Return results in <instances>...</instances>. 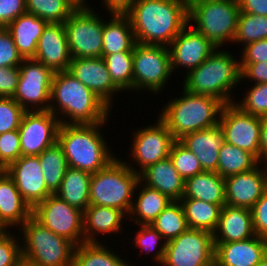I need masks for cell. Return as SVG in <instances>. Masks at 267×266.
I'll list each match as a JSON object with an SVG mask.
<instances>
[{
	"label": "cell",
	"instance_id": "cell-57",
	"mask_svg": "<svg viewBox=\"0 0 267 266\" xmlns=\"http://www.w3.org/2000/svg\"><path fill=\"white\" fill-rule=\"evenodd\" d=\"M257 266H267V253L263 256L260 263Z\"/></svg>",
	"mask_w": 267,
	"mask_h": 266
},
{
	"label": "cell",
	"instance_id": "cell-13",
	"mask_svg": "<svg viewBox=\"0 0 267 266\" xmlns=\"http://www.w3.org/2000/svg\"><path fill=\"white\" fill-rule=\"evenodd\" d=\"M32 217L76 246L84 243L83 211L70 206L55 194L35 205L32 208Z\"/></svg>",
	"mask_w": 267,
	"mask_h": 266
},
{
	"label": "cell",
	"instance_id": "cell-21",
	"mask_svg": "<svg viewBox=\"0 0 267 266\" xmlns=\"http://www.w3.org/2000/svg\"><path fill=\"white\" fill-rule=\"evenodd\" d=\"M54 73L68 71L72 60L63 23H48L37 43L34 58Z\"/></svg>",
	"mask_w": 267,
	"mask_h": 266
},
{
	"label": "cell",
	"instance_id": "cell-55",
	"mask_svg": "<svg viewBox=\"0 0 267 266\" xmlns=\"http://www.w3.org/2000/svg\"><path fill=\"white\" fill-rule=\"evenodd\" d=\"M260 163L267 164V117H263L261 123Z\"/></svg>",
	"mask_w": 267,
	"mask_h": 266
},
{
	"label": "cell",
	"instance_id": "cell-11",
	"mask_svg": "<svg viewBox=\"0 0 267 266\" xmlns=\"http://www.w3.org/2000/svg\"><path fill=\"white\" fill-rule=\"evenodd\" d=\"M157 122L132 132L130 163L122 159L135 173L140 174L148 166L169 157L171 147L176 141L166 124L158 117ZM134 162V164H133ZM133 164V165H132ZM138 165L139 168H135Z\"/></svg>",
	"mask_w": 267,
	"mask_h": 266
},
{
	"label": "cell",
	"instance_id": "cell-26",
	"mask_svg": "<svg viewBox=\"0 0 267 266\" xmlns=\"http://www.w3.org/2000/svg\"><path fill=\"white\" fill-rule=\"evenodd\" d=\"M139 176L144 185L160 191L172 201H180L184 195L185 180L170 157L148 166Z\"/></svg>",
	"mask_w": 267,
	"mask_h": 266
},
{
	"label": "cell",
	"instance_id": "cell-25",
	"mask_svg": "<svg viewBox=\"0 0 267 266\" xmlns=\"http://www.w3.org/2000/svg\"><path fill=\"white\" fill-rule=\"evenodd\" d=\"M254 236L249 208L228 205L222 207L218 225L213 233L214 243L243 241Z\"/></svg>",
	"mask_w": 267,
	"mask_h": 266
},
{
	"label": "cell",
	"instance_id": "cell-41",
	"mask_svg": "<svg viewBox=\"0 0 267 266\" xmlns=\"http://www.w3.org/2000/svg\"><path fill=\"white\" fill-rule=\"evenodd\" d=\"M139 230L135 231L133 236L132 243L138 249H142L143 253L150 255L152 252L151 258L153 263L156 262L158 265L162 264L164 259V253L166 249L165 239L162 235L151 225H139ZM137 232V233H136ZM163 240V241H161ZM158 249V250H157ZM155 251V252H154ZM155 260V261H154Z\"/></svg>",
	"mask_w": 267,
	"mask_h": 266
},
{
	"label": "cell",
	"instance_id": "cell-45",
	"mask_svg": "<svg viewBox=\"0 0 267 266\" xmlns=\"http://www.w3.org/2000/svg\"><path fill=\"white\" fill-rule=\"evenodd\" d=\"M10 232L0 234V266H14L22 257L21 240Z\"/></svg>",
	"mask_w": 267,
	"mask_h": 266
},
{
	"label": "cell",
	"instance_id": "cell-54",
	"mask_svg": "<svg viewBox=\"0 0 267 266\" xmlns=\"http://www.w3.org/2000/svg\"><path fill=\"white\" fill-rule=\"evenodd\" d=\"M137 0H102L103 9L108 13L125 14Z\"/></svg>",
	"mask_w": 267,
	"mask_h": 266
},
{
	"label": "cell",
	"instance_id": "cell-60",
	"mask_svg": "<svg viewBox=\"0 0 267 266\" xmlns=\"http://www.w3.org/2000/svg\"><path fill=\"white\" fill-rule=\"evenodd\" d=\"M81 4L87 3V0H78Z\"/></svg>",
	"mask_w": 267,
	"mask_h": 266
},
{
	"label": "cell",
	"instance_id": "cell-59",
	"mask_svg": "<svg viewBox=\"0 0 267 266\" xmlns=\"http://www.w3.org/2000/svg\"><path fill=\"white\" fill-rule=\"evenodd\" d=\"M7 229L3 226V224L0 222V234L5 232Z\"/></svg>",
	"mask_w": 267,
	"mask_h": 266
},
{
	"label": "cell",
	"instance_id": "cell-44",
	"mask_svg": "<svg viewBox=\"0 0 267 266\" xmlns=\"http://www.w3.org/2000/svg\"><path fill=\"white\" fill-rule=\"evenodd\" d=\"M25 112L13 98L0 97V134L18 130Z\"/></svg>",
	"mask_w": 267,
	"mask_h": 266
},
{
	"label": "cell",
	"instance_id": "cell-8",
	"mask_svg": "<svg viewBox=\"0 0 267 266\" xmlns=\"http://www.w3.org/2000/svg\"><path fill=\"white\" fill-rule=\"evenodd\" d=\"M18 230L23 235L22 257L39 266H73L76 245L65 237L53 233L32 216Z\"/></svg>",
	"mask_w": 267,
	"mask_h": 266
},
{
	"label": "cell",
	"instance_id": "cell-27",
	"mask_svg": "<svg viewBox=\"0 0 267 266\" xmlns=\"http://www.w3.org/2000/svg\"><path fill=\"white\" fill-rule=\"evenodd\" d=\"M31 216L32 208L20 195L15 182L6 173L0 174V222L7 230L18 229Z\"/></svg>",
	"mask_w": 267,
	"mask_h": 266
},
{
	"label": "cell",
	"instance_id": "cell-33",
	"mask_svg": "<svg viewBox=\"0 0 267 266\" xmlns=\"http://www.w3.org/2000/svg\"><path fill=\"white\" fill-rule=\"evenodd\" d=\"M188 228L214 233L222 207L193 198H181Z\"/></svg>",
	"mask_w": 267,
	"mask_h": 266
},
{
	"label": "cell",
	"instance_id": "cell-12",
	"mask_svg": "<svg viewBox=\"0 0 267 266\" xmlns=\"http://www.w3.org/2000/svg\"><path fill=\"white\" fill-rule=\"evenodd\" d=\"M214 253L213 234L188 228L166 243L159 266H214Z\"/></svg>",
	"mask_w": 267,
	"mask_h": 266
},
{
	"label": "cell",
	"instance_id": "cell-3",
	"mask_svg": "<svg viewBox=\"0 0 267 266\" xmlns=\"http://www.w3.org/2000/svg\"><path fill=\"white\" fill-rule=\"evenodd\" d=\"M233 56L230 50L217 48L200 66L184 75L183 88L192 94L214 97L224 105L234 103L233 91L242 81V72L240 59Z\"/></svg>",
	"mask_w": 267,
	"mask_h": 266
},
{
	"label": "cell",
	"instance_id": "cell-16",
	"mask_svg": "<svg viewBox=\"0 0 267 266\" xmlns=\"http://www.w3.org/2000/svg\"><path fill=\"white\" fill-rule=\"evenodd\" d=\"M60 125L49 110L26 111L18 128L22 156H38L56 144Z\"/></svg>",
	"mask_w": 267,
	"mask_h": 266
},
{
	"label": "cell",
	"instance_id": "cell-47",
	"mask_svg": "<svg viewBox=\"0 0 267 266\" xmlns=\"http://www.w3.org/2000/svg\"><path fill=\"white\" fill-rule=\"evenodd\" d=\"M22 61L10 32L0 27V67L20 66Z\"/></svg>",
	"mask_w": 267,
	"mask_h": 266
},
{
	"label": "cell",
	"instance_id": "cell-28",
	"mask_svg": "<svg viewBox=\"0 0 267 266\" xmlns=\"http://www.w3.org/2000/svg\"><path fill=\"white\" fill-rule=\"evenodd\" d=\"M47 24L40 17L25 12L6 27L23 59L34 58L38 40Z\"/></svg>",
	"mask_w": 267,
	"mask_h": 266
},
{
	"label": "cell",
	"instance_id": "cell-7",
	"mask_svg": "<svg viewBox=\"0 0 267 266\" xmlns=\"http://www.w3.org/2000/svg\"><path fill=\"white\" fill-rule=\"evenodd\" d=\"M139 181V174L118 156L107 167L92 174L90 205L116 208L128 216Z\"/></svg>",
	"mask_w": 267,
	"mask_h": 266
},
{
	"label": "cell",
	"instance_id": "cell-18",
	"mask_svg": "<svg viewBox=\"0 0 267 266\" xmlns=\"http://www.w3.org/2000/svg\"><path fill=\"white\" fill-rule=\"evenodd\" d=\"M6 174L31 208L52 195L46 187L38 156H21L7 167Z\"/></svg>",
	"mask_w": 267,
	"mask_h": 266
},
{
	"label": "cell",
	"instance_id": "cell-38",
	"mask_svg": "<svg viewBox=\"0 0 267 266\" xmlns=\"http://www.w3.org/2000/svg\"><path fill=\"white\" fill-rule=\"evenodd\" d=\"M165 239L170 241L188 229L184 209L180 201H172L151 224Z\"/></svg>",
	"mask_w": 267,
	"mask_h": 266
},
{
	"label": "cell",
	"instance_id": "cell-53",
	"mask_svg": "<svg viewBox=\"0 0 267 266\" xmlns=\"http://www.w3.org/2000/svg\"><path fill=\"white\" fill-rule=\"evenodd\" d=\"M240 12L267 16V0H238Z\"/></svg>",
	"mask_w": 267,
	"mask_h": 266
},
{
	"label": "cell",
	"instance_id": "cell-43",
	"mask_svg": "<svg viewBox=\"0 0 267 266\" xmlns=\"http://www.w3.org/2000/svg\"><path fill=\"white\" fill-rule=\"evenodd\" d=\"M169 157L184 180L204 171L196 155L178 140L173 143Z\"/></svg>",
	"mask_w": 267,
	"mask_h": 266
},
{
	"label": "cell",
	"instance_id": "cell-17",
	"mask_svg": "<svg viewBox=\"0 0 267 266\" xmlns=\"http://www.w3.org/2000/svg\"><path fill=\"white\" fill-rule=\"evenodd\" d=\"M171 70H190L200 66L217 48L201 33L188 24L168 46Z\"/></svg>",
	"mask_w": 267,
	"mask_h": 266
},
{
	"label": "cell",
	"instance_id": "cell-48",
	"mask_svg": "<svg viewBox=\"0 0 267 266\" xmlns=\"http://www.w3.org/2000/svg\"><path fill=\"white\" fill-rule=\"evenodd\" d=\"M250 210L255 235L267 239V190Z\"/></svg>",
	"mask_w": 267,
	"mask_h": 266
},
{
	"label": "cell",
	"instance_id": "cell-46",
	"mask_svg": "<svg viewBox=\"0 0 267 266\" xmlns=\"http://www.w3.org/2000/svg\"><path fill=\"white\" fill-rule=\"evenodd\" d=\"M22 156L18 130L0 134V160L8 167Z\"/></svg>",
	"mask_w": 267,
	"mask_h": 266
},
{
	"label": "cell",
	"instance_id": "cell-20",
	"mask_svg": "<svg viewBox=\"0 0 267 266\" xmlns=\"http://www.w3.org/2000/svg\"><path fill=\"white\" fill-rule=\"evenodd\" d=\"M68 72L88 87L110 108L115 94L122 92L114 83L108 72L106 62L100 58H73Z\"/></svg>",
	"mask_w": 267,
	"mask_h": 266
},
{
	"label": "cell",
	"instance_id": "cell-32",
	"mask_svg": "<svg viewBox=\"0 0 267 266\" xmlns=\"http://www.w3.org/2000/svg\"><path fill=\"white\" fill-rule=\"evenodd\" d=\"M92 174L68 167L55 195L81 211L90 205V179Z\"/></svg>",
	"mask_w": 267,
	"mask_h": 266
},
{
	"label": "cell",
	"instance_id": "cell-24",
	"mask_svg": "<svg viewBox=\"0 0 267 266\" xmlns=\"http://www.w3.org/2000/svg\"><path fill=\"white\" fill-rule=\"evenodd\" d=\"M194 153L204 171H217L219 150L224 142L220 125L189 133L178 140Z\"/></svg>",
	"mask_w": 267,
	"mask_h": 266
},
{
	"label": "cell",
	"instance_id": "cell-31",
	"mask_svg": "<svg viewBox=\"0 0 267 266\" xmlns=\"http://www.w3.org/2000/svg\"><path fill=\"white\" fill-rule=\"evenodd\" d=\"M182 198H193L223 207L226 205L225 182L217 172L203 171L185 180Z\"/></svg>",
	"mask_w": 267,
	"mask_h": 266
},
{
	"label": "cell",
	"instance_id": "cell-5",
	"mask_svg": "<svg viewBox=\"0 0 267 266\" xmlns=\"http://www.w3.org/2000/svg\"><path fill=\"white\" fill-rule=\"evenodd\" d=\"M180 96L163 105L159 118L166 124L175 140L219 124L224 104L211 96L192 94L182 89Z\"/></svg>",
	"mask_w": 267,
	"mask_h": 266
},
{
	"label": "cell",
	"instance_id": "cell-1",
	"mask_svg": "<svg viewBox=\"0 0 267 266\" xmlns=\"http://www.w3.org/2000/svg\"><path fill=\"white\" fill-rule=\"evenodd\" d=\"M125 15L136 42L168 47L189 24L188 0H137Z\"/></svg>",
	"mask_w": 267,
	"mask_h": 266
},
{
	"label": "cell",
	"instance_id": "cell-2",
	"mask_svg": "<svg viewBox=\"0 0 267 266\" xmlns=\"http://www.w3.org/2000/svg\"><path fill=\"white\" fill-rule=\"evenodd\" d=\"M112 110L68 71L54 73L49 111L61 124L95 125L108 121Z\"/></svg>",
	"mask_w": 267,
	"mask_h": 266
},
{
	"label": "cell",
	"instance_id": "cell-9",
	"mask_svg": "<svg viewBox=\"0 0 267 266\" xmlns=\"http://www.w3.org/2000/svg\"><path fill=\"white\" fill-rule=\"evenodd\" d=\"M172 73L167 46L136 42L133 48V92L147 90L157 96Z\"/></svg>",
	"mask_w": 267,
	"mask_h": 266
},
{
	"label": "cell",
	"instance_id": "cell-10",
	"mask_svg": "<svg viewBox=\"0 0 267 266\" xmlns=\"http://www.w3.org/2000/svg\"><path fill=\"white\" fill-rule=\"evenodd\" d=\"M87 3L81 4L63 23L73 58H100L104 19Z\"/></svg>",
	"mask_w": 267,
	"mask_h": 266
},
{
	"label": "cell",
	"instance_id": "cell-58",
	"mask_svg": "<svg viewBox=\"0 0 267 266\" xmlns=\"http://www.w3.org/2000/svg\"><path fill=\"white\" fill-rule=\"evenodd\" d=\"M7 167L0 160V174L6 173Z\"/></svg>",
	"mask_w": 267,
	"mask_h": 266
},
{
	"label": "cell",
	"instance_id": "cell-49",
	"mask_svg": "<svg viewBox=\"0 0 267 266\" xmlns=\"http://www.w3.org/2000/svg\"><path fill=\"white\" fill-rule=\"evenodd\" d=\"M26 11V0H0V27L6 28Z\"/></svg>",
	"mask_w": 267,
	"mask_h": 266
},
{
	"label": "cell",
	"instance_id": "cell-40",
	"mask_svg": "<svg viewBox=\"0 0 267 266\" xmlns=\"http://www.w3.org/2000/svg\"><path fill=\"white\" fill-rule=\"evenodd\" d=\"M262 39H267V16L239 12L233 43H240L243 48L249 43Z\"/></svg>",
	"mask_w": 267,
	"mask_h": 266
},
{
	"label": "cell",
	"instance_id": "cell-15",
	"mask_svg": "<svg viewBox=\"0 0 267 266\" xmlns=\"http://www.w3.org/2000/svg\"><path fill=\"white\" fill-rule=\"evenodd\" d=\"M261 123V117L243 112L234 103L223 106L219 119L224 141L248 151L259 161Z\"/></svg>",
	"mask_w": 267,
	"mask_h": 266
},
{
	"label": "cell",
	"instance_id": "cell-42",
	"mask_svg": "<svg viewBox=\"0 0 267 266\" xmlns=\"http://www.w3.org/2000/svg\"><path fill=\"white\" fill-rule=\"evenodd\" d=\"M241 101L235 100L243 112L258 117H267V83L251 84Z\"/></svg>",
	"mask_w": 267,
	"mask_h": 266
},
{
	"label": "cell",
	"instance_id": "cell-23",
	"mask_svg": "<svg viewBox=\"0 0 267 266\" xmlns=\"http://www.w3.org/2000/svg\"><path fill=\"white\" fill-rule=\"evenodd\" d=\"M126 217L122 210L116 208L89 205L83 212L84 243H99V235L121 233L123 220L128 221Z\"/></svg>",
	"mask_w": 267,
	"mask_h": 266
},
{
	"label": "cell",
	"instance_id": "cell-50",
	"mask_svg": "<svg viewBox=\"0 0 267 266\" xmlns=\"http://www.w3.org/2000/svg\"><path fill=\"white\" fill-rule=\"evenodd\" d=\"M20 76L19 66L0 67V97L13 98Z\"/></svg>",
	"mask_w": 267,
	"mask_h": 266
},
{
	"label": "cell",
	"instance_id": "cell-4",
	"mask_svg": "<svg viewBox=\"0 0 267 266\" xmlns=\"http://www.w3.org/2000/svg\"><path fill=\"white\" fill-rule=\"evenodd\" d=\"M107 122L60 125L57 142L63 149L68 167L94 174L118 157L112 153L101 132Z\"/></svg>",
	"mask_w": 267,
	"mask_h": 266
},
{
	"label": "cell",
	"instance_id": "cell-37",
	"mask_svg": "<svg viewBox=\"0 0 267 266\" xmlns=\"http://www.w3.org/2000/svg\"><path fill=\"white\" fill-rule=\"evenodd\" d=\"M80 5L78 0H26V11L48 23H64Z\"/></svg>",
	"mask_w": 267,
	"mask_h": 266
},
{
	"label": "cell",
	"instance_id": "cell-19",
	"mask_svg": "<svg viewBox=\"0 0 267 266\" xmlns=\"http://www.w3.org/2000/svg\"><path fill=\"white\" fill-rule=\"evenodd\" d=\"M224 182L226 205L251 209L267 190V164L225 177Z\"/></svg>",
	"mask_w": 267,
	"mask_h": 266
},
{
	"label": "cell",
	"instance_id": "cell-56",
	"mask_svg": "<svg viewBox=\"0 0 267 266\" xmlns=\"http://www.w3.org/2000/svg\"><path fill=\"white\" fill-rule=\"evenodd\" d=\"M14 266H39L38 264H35L34 262L21 257Z\"/></svg>",
	"mask_w": 267,
	"mask_h": 266
},
{
	"label": "cell",
	"instance_id": "cell-14",
	"mask_svg": "<svg viewBox=\"0 0 267 266\" xmlns=\"http://www.w3.org/2000/svg\"><path fill=\"white\" fill-rule=\"evenodd\" d=\"M13 99L25 111H47L54 72L33 58L23 59Z\"/></svg>",
	"mask_w": 267,
	"mask_h": 266
},
{
	"label": "cell",
	"instance_id": "cell-6",
	"mask_svg": "<svg viewBox=\"0 0 267 266\" xmlns=\"http://www.w3.org/2000/svg\"><path fill=\"white\" fill-rule=\"evenodd\" d=\"M239 12L238 0H188V23L218 49L233 43Z\"/></svg>",
	"mask_w": 267,
	"mask_h": 266
},
{
	"label": "cell",
	"instance_id": "cell-51",
	"mask_svg": "<svg viewBox=\"0 0 267 266\" xmlns=\"http://www.w3.org/2000/svg\"><path fill=\"white\" fill-rule=\"evenodd\" d=\"M241 52L240 63L267 62V39L249 43Z\"/></svg>",
	"mask_w": 267,
	"mask_h": 266
},
{
	"label": "cell",
	"instance_id": "cell-52",
	"mask_svg": "<svg viewBox=\"0 0 267 266\" xmlns=\"http://www.w3.org/2000/svg\"><path fill=\"white\" fill-rule=\"evenodd\" d=\"M241 64V82L267 83V62L240 63Z\"/></svg>",
	"mask_w": 267,
	"mask_h": 266
},
{
	"label": "cell",
	"instance_id": "cell-36",
	"mask_svg": "<svg viewBox=\"0 0 267 266\" xmlns=\"http://www.w3.org/2000/svg\"><path fill=\"white\" fill-rule=\"evenodd\" d=\"M47 189L52 193L59 189L68 168L62 147L58 144L46 148L38 155Z\"/></svg>",
	"mask_w": 267,
	"mask_h": 266
},
{
	"label": "cell",
	"instance_id": "cell-39",
	"mask_svg": "<svg viewBox=\"0 0 267 266\" xmlns=\"http://www.w3.org/2000/svg\"><path fill=\"white\" fill-rule=\"evenodd\" d=\"M104 60L113 83L123 92H133V52L108 54Z\"/></svg>",
	"mask_w": 267,
	"mask_h": 266
},
{
	"label": "cell",
	"instance_id": "cell-34",
	"mask_svg": "<svg viewBox=\"0 0 267 266\" xmlns=\"http://www.w3.org/2000/svg\"><path fill=\"white\" fill-rule=\"evenodd\" d=\"M111 248L100 243H82L74 251L73 266H133Z\"/></svg>",
	"mask_w": 267,
	"mask_h": 266
},
{
	"label": "cell",
	"instance_id": "cell-22",
	"mask_svg": "<svg viewBox=\"0 0 267 266\" xmlns=\"http://www.w3.org/2000/svg\"><path fill=\"white\" fill-rule=\"evenodd\" d=\"M214 245V266H257L267 253V239L257 235L243 241Z\"/></svg>",
	"mask_w": 267,
	"mask_h": 266
},
{
	"label": "cell",
	"instance_id": "cell-35",
	"mask_svg": "<svg viewBox=\"0 0 267 266\" xmlns=\"http://www.w3.org/2000/svg\"><path fill=\"white\" fill-rule=\"evenodd\" d=\"M260 161L248 151L230 143L223 142L219 150L217 173L225 178L230 175L244 173L257 167Z\"/></svg>",
	"mask_w": 267,
	"mask_h": 266
},
{
	"label": "cell",
	"instance_id": "cell-29",
	"mask_svg": "<svg viewBox=\"0 0 267 266\" xmlns=\"http://www.w3.org/2000/svg\"><path fill=\"white\" fill-rule=\"evenodd\" d=\"M171 202L172 200L160 191L147 187L139 181L127 218L137 225H151Z\"/></svg>",
	"mask_w": 267,
	"mask_h": 266
},
{
	"label": "cell",
	"instance_id": "cell-30",
	"mask_svg": "<svg viewBox=\"0 0 267 266\" xmlns=\"http://www.w3.org/2000/svg\"><path fill=\"white\" fill-rule=\"evenodd\" d=\"M109 14L110 21H104L102 57L119 52H133L136 39L129 18L125 14Z\"/></svg>",
	"mask_w": 267,
	"mask_h": 266
}]
</instances>
